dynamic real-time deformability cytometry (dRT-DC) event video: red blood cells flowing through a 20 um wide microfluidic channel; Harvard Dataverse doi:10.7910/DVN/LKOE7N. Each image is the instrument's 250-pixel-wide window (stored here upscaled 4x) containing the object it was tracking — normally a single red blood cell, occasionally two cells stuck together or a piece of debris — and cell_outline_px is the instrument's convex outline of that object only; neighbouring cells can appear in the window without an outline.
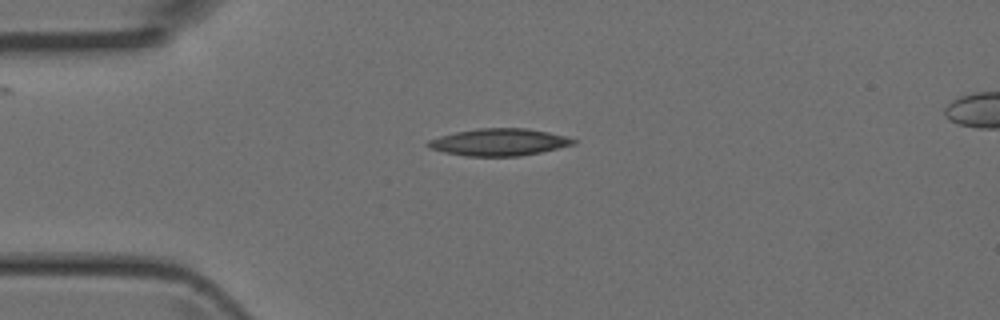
{"species": "Egyptian fruit bat (a non-hibernating species)", "species_latin": "Rousettus aegyptiacus", "temperature_condition": "room temperature", "stored_images_in_passage": 2, "camera_frame_rate_fps": 3000, "um_per_image_px": 0.085, "animal": {"sex": "female"}, "frame": {"image": 1, "passage_image": 1, "time_ms": 0.0, "image_size_px": [1000, 320], "cell_outline_px": [[576, 144], [540, 152], [520, 156], [464, 156], [444, 152], [428, 148], [424, 144], [428, 140], [440, 136], [456, 132], [476, 128], [524, 128], [548, 132], [568, 136], [576, 140]], "centroid_in_image_um": [42.4, 12.08], "position_along_channel_um": 42.6, "area_um2": 23.06}}